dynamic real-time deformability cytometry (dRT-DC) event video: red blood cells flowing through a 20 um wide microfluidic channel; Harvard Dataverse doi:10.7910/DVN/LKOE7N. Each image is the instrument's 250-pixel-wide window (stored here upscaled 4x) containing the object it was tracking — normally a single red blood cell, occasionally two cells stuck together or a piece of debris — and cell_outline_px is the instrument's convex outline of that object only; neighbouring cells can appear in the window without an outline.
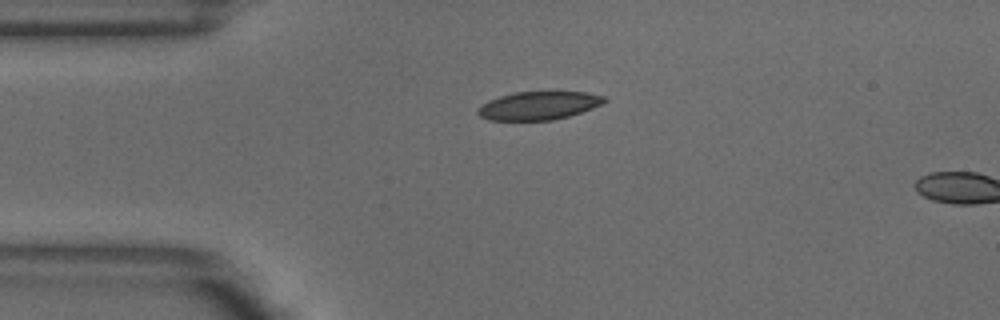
{"species": "common noctule bat (a hibernating species)", "species_latin": "Nyctalus noctula", "temperature_condition": "warm", "stored_images_in_passage": 2, "camera_frame_rate_fps": 3000, "um_per_image_px": 0.085, "animal": {"sex": "male", "body_mass_g": 18.8}, "frame": {"image": 1, "passage_image": 1, "time_ms": 0.0, "image_size_px": [1000, 320], "cell_outline_px": [[608, 100], [592, 108], [568, 116], [552, 120], [488, 120], [480, 116], [476, 112], [480, 104], [488, 100], [500, 96], [516, 92], [584, 92], [604, 96]], "centroid_in_image_um": [45.74, 8.98], "position_along_channel_um": 39.3, "area_um2": 20.69}}